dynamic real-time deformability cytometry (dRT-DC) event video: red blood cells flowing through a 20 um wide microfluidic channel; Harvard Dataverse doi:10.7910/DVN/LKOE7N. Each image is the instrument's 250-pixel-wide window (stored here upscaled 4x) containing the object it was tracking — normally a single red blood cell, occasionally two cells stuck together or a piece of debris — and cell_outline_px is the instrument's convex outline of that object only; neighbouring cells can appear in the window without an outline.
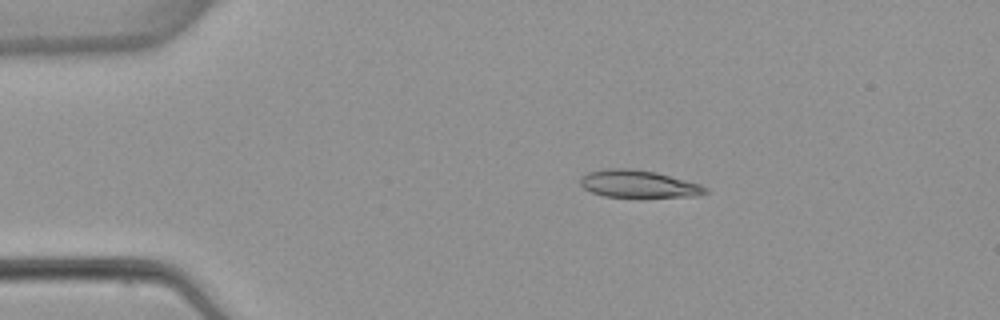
{"species": "common noctule bat (a hibernating species)", "species_latin": "Nyctalus noctula", "temperature_condition": "warm", "stored_images_in_passage": 3, "camera_frame_rate_fps": 3000, "um_per_image_px": 0.085, "animal": {"sex": "female", "body_mass_g": 22.7, "forearm_length_mm": 54.2}, "frame": {"image": 1, "passage_image": 2, "time_ms": 2.0, "image_size_px": [1000, 320], "cell_outline_px": [[708, 192], [696, 196], [640, 200], [604, 196], [592, 192], [584, 188], [580, 184], [580, 176], [588, 172], [608, 168], [632, 168], [656, 172], [700, 184], [708, 188]], "centroid_in_image_um": [54.29, 15.69], "position_along_channel_um": 30.7, "area_um2": 21.04}}